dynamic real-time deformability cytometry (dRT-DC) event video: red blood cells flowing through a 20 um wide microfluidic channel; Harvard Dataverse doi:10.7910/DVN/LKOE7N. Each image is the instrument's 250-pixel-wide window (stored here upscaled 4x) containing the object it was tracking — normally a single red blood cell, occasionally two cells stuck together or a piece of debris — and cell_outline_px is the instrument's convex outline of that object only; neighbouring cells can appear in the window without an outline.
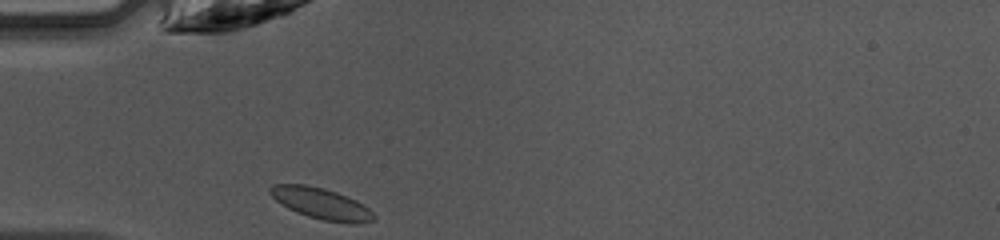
{"species": "common noctule bat (a hibernating species)", "species_latin": "Nyctalus noctula", "temperature_condition": "warm", "stored_images_in_passage": 30, "camera_frame_rate_fps": 3000, "um_per_image_px": 0.085, "animal": {"sex": "female", "body_mass_g": 10.0, "forearm_length_mm": 53.1}, "frame": {"image": 1, "passage_image": 1, "time_ms": 0.0, "image_size_px": [1000, 240], "cell_outline_px": [[376, 220], [356, 224], [348, 224], [324, 220], [308, 216], [296, 212], [280, 204], [268, 192], [268, 188], [276, 184], [304, 184], [324, 188], [336, 192], [356, 200], [364, 204], [376, 216]], "centroid_in_image_um": [27.32, 17.31], "position_along_channel_um": 57.7, "area_um2": 18.96}}
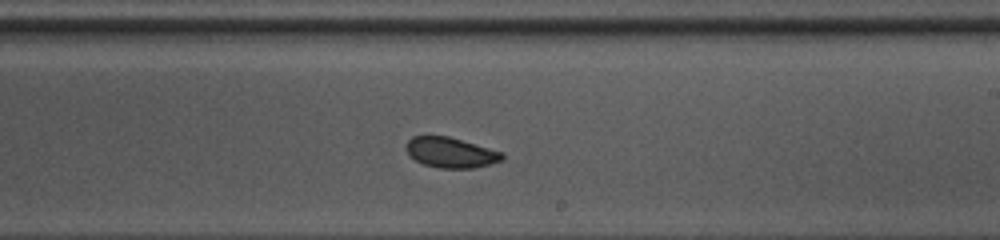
{"frame": {"image": 2, "passage_image": 15, "time_ms": 4.667, "image_size_px": [1000, 240], "cell_outline_px": [[504, 160], [492, 164], [476, 168], [440, 168], [424, 164], [416, 160], [404, 148], [408, 140], [412, 136], [448, 136], [504, 152]], "centroid_in_image_um": [38.36, 12.97], "position_along_channel_um": 250.6, "area_um2": 17.05}}
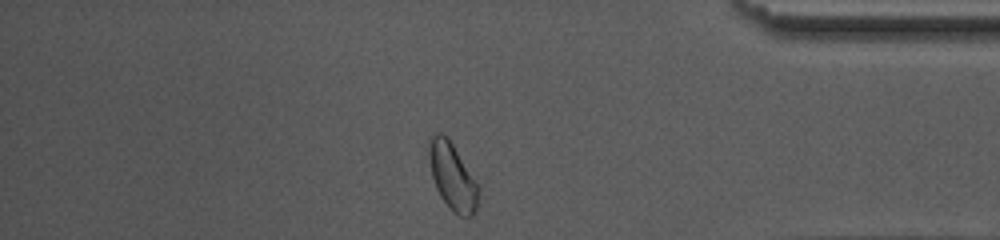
{"frame": {"image": 3, "passage_image": 27, "time_ms": 8.667, "image_size_px": [1000, 240], "cell_outline_px": [[480, 192], [476, 208], [472, 216], [460, 216], [452, 212], [448, 208], [440, 196], [436, 188], [432, 176], [428, 156], [428, 140], [436, 132], [440, 132], [448, 136], [476, 180], [480, 188]], "centroid_in_image_um": [38.46, 14.99], "position_along_channel_um": 396.7, "area_um2": 19.65}, "authors_computed_cell_mechanics": {"area_um2": 17.5423, "velocity_mm_per_s": 4.2351, "shape_relaxation_time_tau1_ms": 3.8123, "shape_relaxation_time_tau2_ms": 1.5403, "deformation_change_tau1": 0.0791, "deformation_change_tau2": 0.0615}}